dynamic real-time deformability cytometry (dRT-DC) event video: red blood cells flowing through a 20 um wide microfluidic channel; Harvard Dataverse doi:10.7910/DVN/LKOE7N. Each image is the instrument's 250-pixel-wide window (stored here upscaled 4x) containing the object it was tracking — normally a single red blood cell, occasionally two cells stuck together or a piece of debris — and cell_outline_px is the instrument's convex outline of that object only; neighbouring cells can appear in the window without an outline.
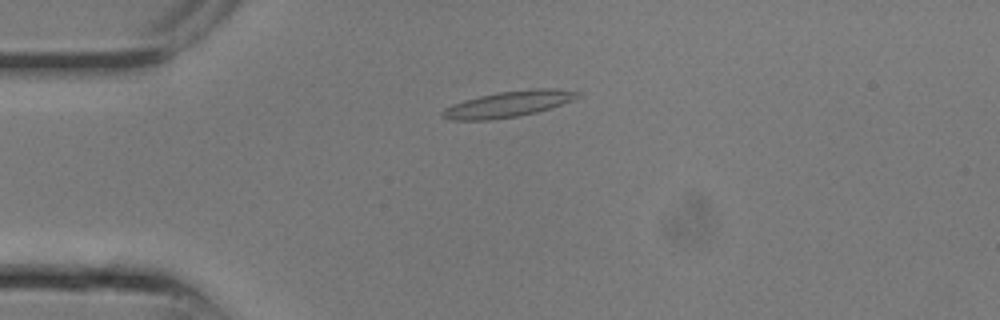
{"species": "common noctule bat (a hibernating species)", "species_latin": "Nyctalus noctula", "temperature_condition": "room temperature", "stored_images_in_passage": 9, "camera_frame_rate_fps": 3000, "um_per_image_px": 0.085, "animal": {"sex": "male", "body_mass_g": 13.3}, "frame": {"image": 1, "passage_image": 6, "time_ms": 1.667, "image_size_px": [1000, 320], "cell_outline_px": [[580, 96], [572, 100], [536, 112], [516, 116], [492, 120], [452, 120], [444, 116], [440, 112], [444, 108], [452, 104], [464, 100], [496, 92], [532, 88], [552, 88], [580, 92]], "centroid_in_image_um": [43.18, 8.83], "position_along_channel_um": 41.8, "area_um2": 20.29}}
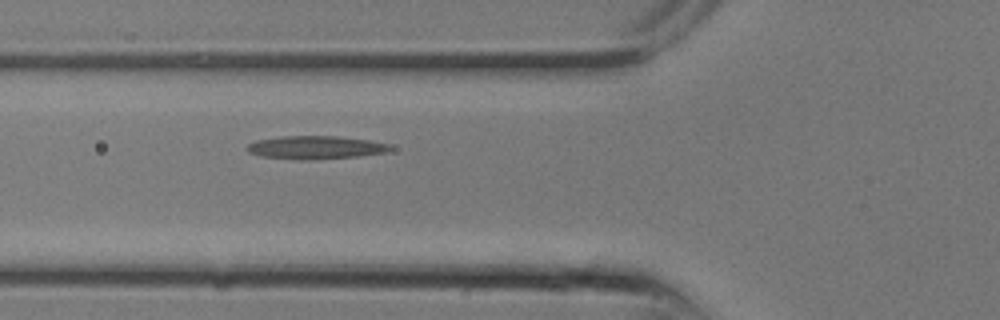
{"frame": {"image": 2, "passage_image": 9, "time_ms": 2.667, "image_size_px": [1000, 320], "cell_outline_px": [[392, 148], [388, 152], [360, 156], [312, 160], [300, 160], [260, 156], [248, 152], [248, 144], [256, 140], [280, 136], [336, 136], [368, 140], [388, 144]], "centroid_in_image_um": [26.81, 12.54], "position_along_channel_um": 99.0, "area_um2": 19.36}}